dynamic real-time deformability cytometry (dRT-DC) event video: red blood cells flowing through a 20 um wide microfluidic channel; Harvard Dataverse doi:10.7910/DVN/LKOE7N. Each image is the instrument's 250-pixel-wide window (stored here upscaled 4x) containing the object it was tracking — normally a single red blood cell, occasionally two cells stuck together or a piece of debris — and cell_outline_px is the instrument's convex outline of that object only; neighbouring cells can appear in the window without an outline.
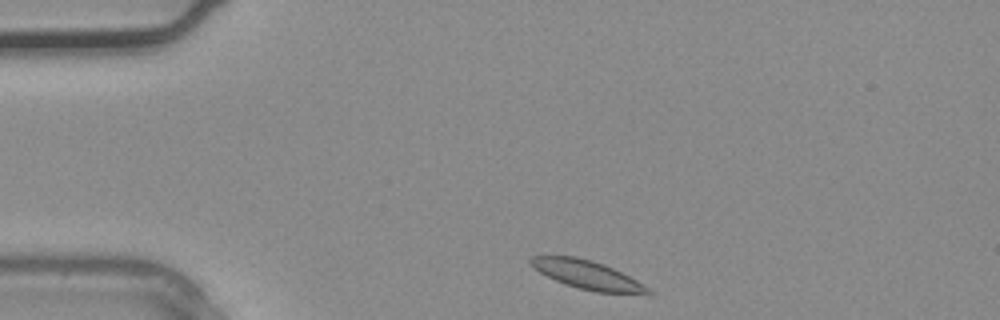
{"species": "common noctule bat (a hibernating species)", "species_latin": "Nyctalus noctula", "temperature_condition": "warm", "stored_images_in_passage": 2, "camera_frame_rate_fps": 3000, "um_per_image_px": 0.085, "animal": {"sex": "male", "body_mass_g": 20.4}, "frame": {"image": 1, "passage_image": 2, "time_ms": 0.333, "image_size_px": [1000, 320], "cell_outline_px": [[652, 292], [596, 292], [576, 288], [556, 280], [540, 272], [528, 260], [532, 256], [576, 256], [592, 260], [604, 264], [636, 280], [648, 288]], "centroid_in_image_um": [49.84, 23.33], "position_along_channel_um": 35.2, "area_um2": 18.79}}